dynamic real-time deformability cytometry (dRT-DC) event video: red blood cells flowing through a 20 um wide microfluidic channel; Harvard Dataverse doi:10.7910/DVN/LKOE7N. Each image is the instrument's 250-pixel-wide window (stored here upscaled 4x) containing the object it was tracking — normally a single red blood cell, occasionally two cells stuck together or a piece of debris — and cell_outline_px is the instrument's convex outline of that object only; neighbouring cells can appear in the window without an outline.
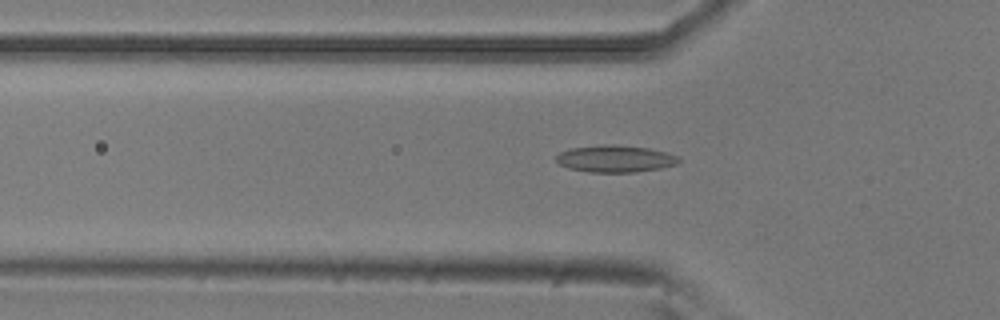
{"species": "common noctule bat (a hibernating species)", "species_latin": "Nyctalus noctula", "temperature_condition": "room temperature", "stored_images_in_passage": 34, "camera_frame_rate_fps": 3000, "um_per_image_px": 0.085, "animal": {"sex": "male", "body_mass_g": 20.5, "forearm_length_mm": 52.5}, "frame": {"image": 1, "passage_image": 17, "time_ms": 5.333, "image_size_px": [1000, 320], "cell_outline_px": [[680, 160], [676, 164], [660, 168], [636, 172], [588, 172], [568, 168], [560, 164], [556, 160], [556, 156], [560, 152], [572, 148], [604, 144], [612, 144], [648, 148], [680, 156]], "centroid_in_image_um": [52.29, 13.49], "position_along_channel_um": 73.5, "area_um2": 19.19}}
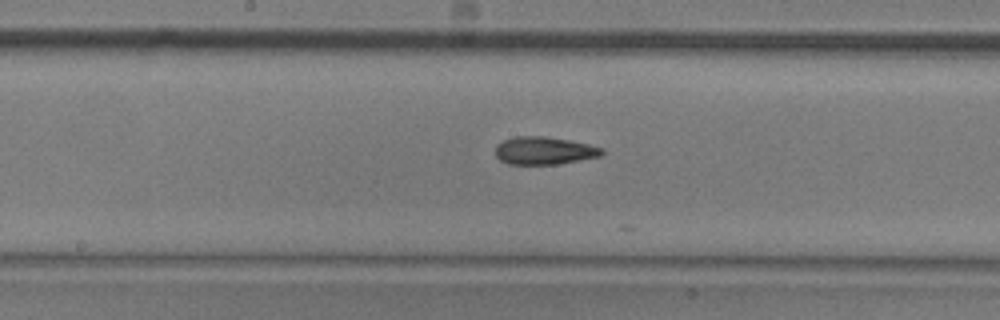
{"frame": {"image": 2, "passage_image": 27, "time_ms": 8.667, "image_size_px": [1000, 320], "cell_outline_px": [[604, 152], [600, 156], [556, 164], [508, 164], [500, 160], [496, 156], [496, 144], [504, 140], [516, 136], [544, 136], [568, 140], [588, 144], [604, 148]], "centroid_in_image_um": [46.24, 12.8], "position_along_channel_um": 202.0, "area_um2": 17.11}}
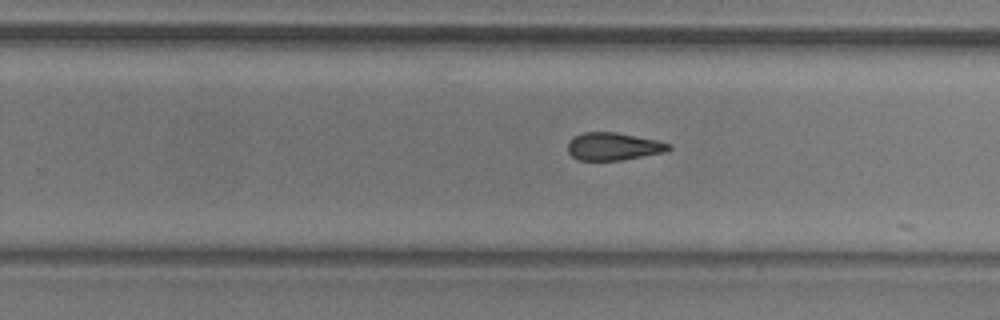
{"frame": {"image": 3, "passage_image": 33, "time_ms": 10.667, "image_size_px": [1000, 320], "cell_outline_px": [[672, 148], [668, 152], [620, 160], [580, 160], [572, 156], [568, 152], [568, 140], [572, 136], [584, 132], [616, 132], [656, 140], [672, 144]], "centroid_in_image_um": [52.15, 12.44], "position_along_channel_um": 277.7, "area_um2": 16.42}}